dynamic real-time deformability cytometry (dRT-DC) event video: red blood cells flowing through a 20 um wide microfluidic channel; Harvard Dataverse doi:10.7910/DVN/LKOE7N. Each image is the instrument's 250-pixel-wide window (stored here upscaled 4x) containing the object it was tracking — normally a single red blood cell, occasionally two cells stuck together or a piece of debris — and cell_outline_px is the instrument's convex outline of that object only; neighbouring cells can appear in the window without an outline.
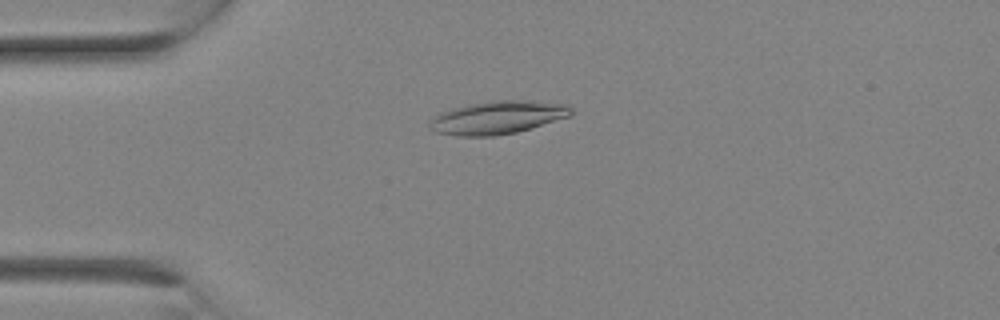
{"species": "Egyptian fruit bat (a non-hibernating species)", "species_latin": "Rousettus aegyptiacus", "temperature_condition": "room temperature", "stored_images_in_passage": 10, "camera_frame_rate_fps": 3000, "um_per_image_px": 0.085, "animal": {"sex": "female"}, "frame": {"image": 1, "passage_image": 7, "time_ms": 2.0, "image_size_px": [1000, 320], "cell_outline_px": [[572, 116], [516, 132], [492, 136], [456, 136], [432, 132], [428, 128], [428, 124], [440, 112], [452, 108], [468, 104], [488, 100], [524, 100], [568, 104], [572, 108]], "centroid_in_image_um": [42.28, 9.98], "position_along_channel_um": 42.7, "area_um2": 27.51}}
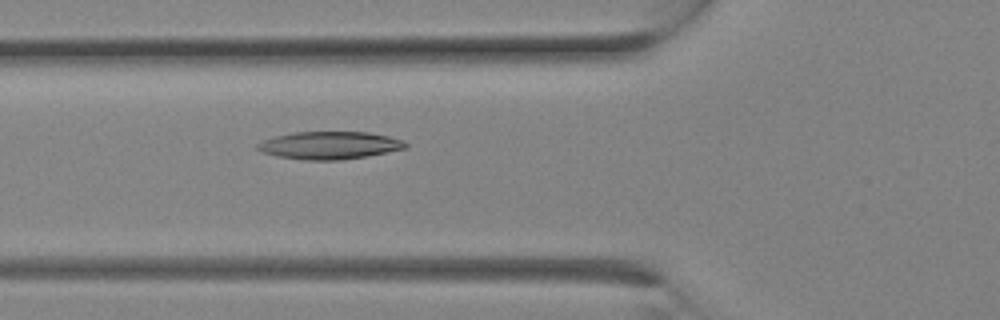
{"frame": {"image": 2, "passage_image": 10, "time_ms": 3.0, "image_size_px": [1000, 320], "cell_outline_px": [[408, 148], [368, 156], [340, 160], [304, 160], [276, 156], [264, 152], [256, 148], [256, 144], [264, 140], [276, 136], [296, 132], [368, 132], [388, 136], [404, 140], [408, 144]], "centroid_in_image_um": [28.05, 12.36], "position_along_channel_um": 97.7, "area_um2": 23.87}}